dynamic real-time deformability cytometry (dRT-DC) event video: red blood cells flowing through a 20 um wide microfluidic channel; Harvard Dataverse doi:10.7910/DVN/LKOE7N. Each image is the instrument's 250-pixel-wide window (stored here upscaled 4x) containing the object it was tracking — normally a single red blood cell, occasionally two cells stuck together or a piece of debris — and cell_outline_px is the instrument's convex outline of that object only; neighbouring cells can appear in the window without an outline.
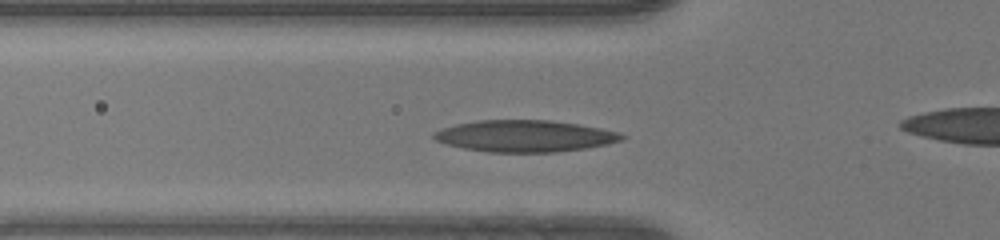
{"species": "human", "species_latin": "Homo sapiens", "temperature_condition": "warm", "stored_images_in_passage": 43, "camera_frame_rate_fps": 3000, "um_per_image_px": 0.085, "donor": {"sex": "female"}, "frame": {"image": 1, "passage_image": 10, "time_ms": 3.0, "image_size_px": [1000, 240], "cell_outline_px": [[628, 136], [624, 140], [608, 144], [584, 148], [556, 152], [488, 152], [464, 148], [448, 144], [436, 140], [432, 136], [432, 132], [456, 124], [480, 120], [552, 120], [600, 128], [616, 132]], "centroid_in_image_um": [44.63, 11.56], "position_along_channel_um": 81.2, "area_um2": 34.51}}
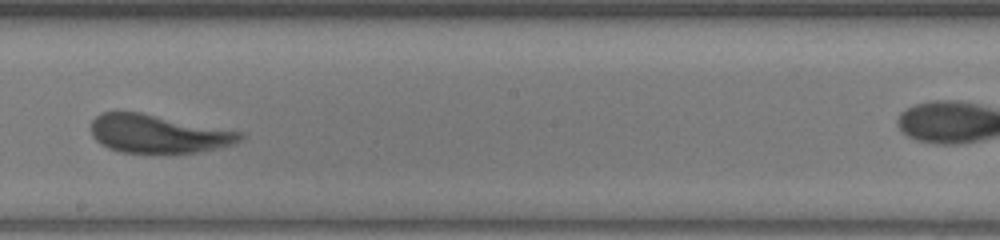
{"frame": {"image": 2, "passage_image": 21, "time_ms": 6.667, "image_size_px": [1000, 240], "cell_outline_px": [[244, 136], [240, 140], [232, 144], [216, 148], [196, 152], [120, 152], [108, 148], [100, 144], [92, 136], [92, 120], [100, 112], [140, 112], [240, 132]], "centroid_in_image_um": [13.37, 11.37], "position_along_channel_um": 234.8, "area_um2": 32.66}}
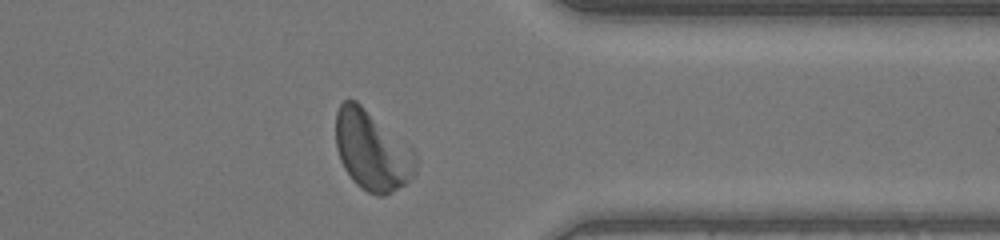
{"frame": {"image": 3, "passage_image": 32, "time_ms": 10.333, "image_size_px": [1000, 240], "cell_outline_px": [[416, 172], [404, 184], [392, 192], [384, 196], [376, 196], [360, 188], [352, 180], [344, 168], [340, 160], [336, 148], [336, 112], [340, 104], [344, 100], [356, 100], [412, 148], [416, 152]], "centroid_in_image_um": [31.61, 12.81], "position_along_channel_um": 379.8, "area_um2": 37.11}, "authors_computed_cell_mechanics": {"area_um2": 34.1598, "velocity_mm_per_s": 4.1896, "shape_relaxation_time_tau1_ms": 2.8008, "shape_relaxation_time_tau2_ms": 1.3763, "deformation_change_tau1": 0.136, "deformation_change_tau2": 0.1027}}